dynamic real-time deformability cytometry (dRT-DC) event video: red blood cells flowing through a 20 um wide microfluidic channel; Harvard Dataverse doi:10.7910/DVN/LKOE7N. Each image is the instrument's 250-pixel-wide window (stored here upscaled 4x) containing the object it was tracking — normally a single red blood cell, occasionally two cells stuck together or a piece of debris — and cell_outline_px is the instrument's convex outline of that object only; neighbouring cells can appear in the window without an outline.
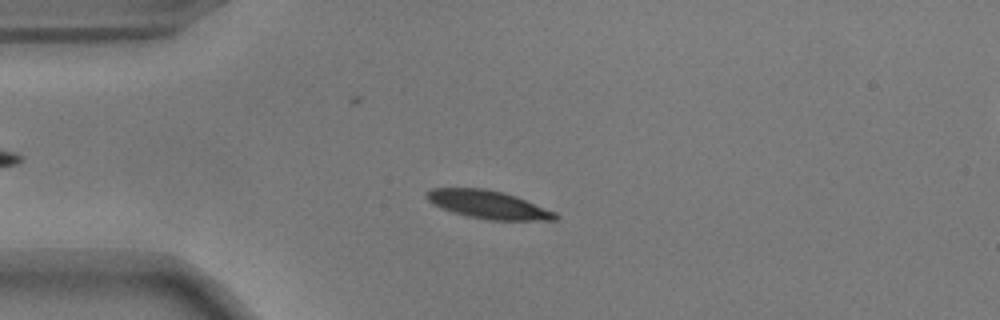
{"species": "common noctule bat (a hibernating species)", "species_latin": "Nyctalus noctula", "temperature_condition": "warm", "stored_images_in_passage": 54, "camera_frame_rate_fps": 3000, "um_per_image_px": 0.085, "animal": {"sex": "male", "body_mass_g": 17.9}, "frame": {"image": 1, "passage_image": 13, "time_ms": 4.0, "image_size_px": [1000, 320], "cell_outline_px": [[560, 216], [556, 220], [488, 220], [468, 216], [452, 212], [440, 208], [432, 204], [424, 196], [432, 188], [484, 188], [504, 192], [516, 196], [556, 212]], "centroid_in_image_um": [41.5, 17.39], "position_along_channel_um": 43.5, "area_um2": 21.15}}
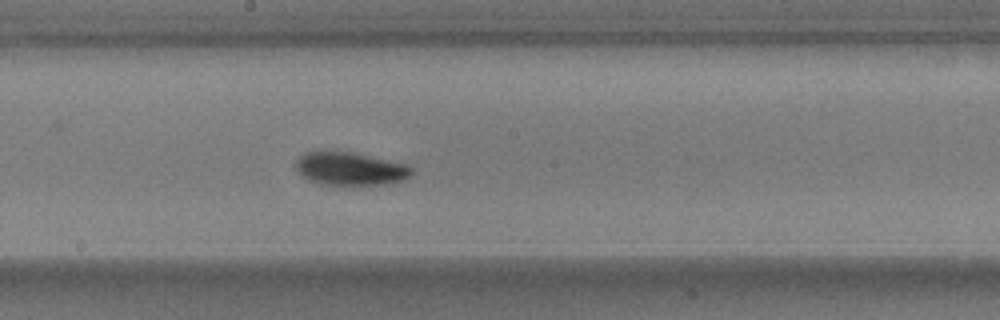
{"frame": {"image": 2, "passage_image": 29, "time_ms": 9.333, "image_size_px": [1000, 320], "cell_outline_px": [[416, 172], [404, 180], [384, 184], [320, 184], [308, 180], [296, 168], [296, 156], [304, 152], [316, 148], [352, 152], [404, 164], [412, 168]], "centroid_in_image_um": [29.69, 14.29], "position_along_channel_um": 218.5, "area_um2": 22.72}}
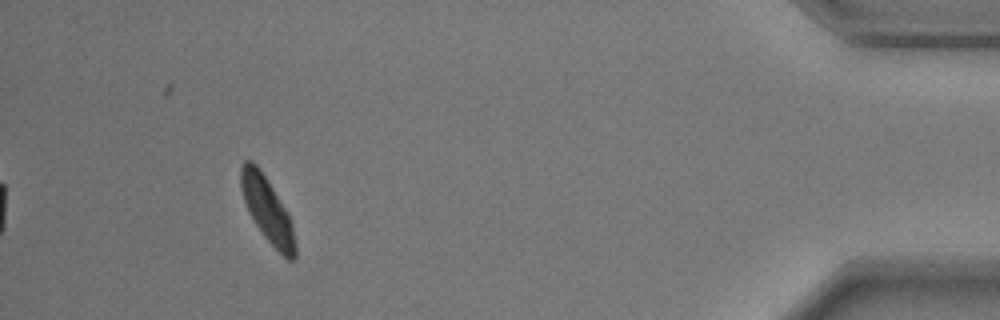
{"frame": {"image": 3, "passage_image": 50, "time_ms": 16.333, "image_size_px": [1000, 320], "cell_outline_px": [[296, 256], [292, 260], [288, 260], [264, 236], [248, 212], [240, 188], [240, 168], [244, 160], [252, 160], [256, 164], [288, 212], [292, 220], [296, 248]], "centroid_in_image_um": [22.72, 17.82], "position_along_channel_um": 412.5, "area_um2": 20.29}, "authors_computed_cell_mechanics": {"area_um2": 21.2704, "velocity_mm_per_s": 3.67, "shape_relaxation_time_tau1_ms": 4.1564, "shape_relaxation_time_tau2_ms": null, "deformation_change_tau1": 0.17, "deformation_change_tau2": null}}